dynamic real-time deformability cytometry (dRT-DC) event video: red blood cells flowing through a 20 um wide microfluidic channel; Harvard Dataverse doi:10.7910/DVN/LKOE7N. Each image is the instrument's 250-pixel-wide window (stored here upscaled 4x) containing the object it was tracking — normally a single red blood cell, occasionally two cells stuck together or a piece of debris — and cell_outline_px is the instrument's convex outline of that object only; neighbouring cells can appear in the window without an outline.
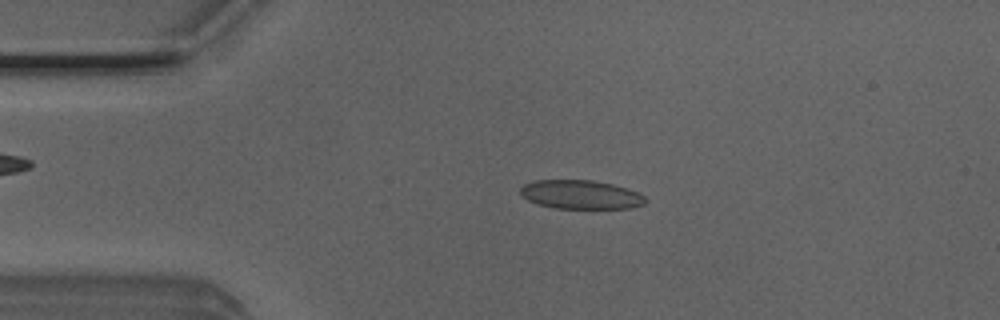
{"species": "Egyptian fruit bat (a non-hibernating species)", "species_latin": "Rousettus aegyptiacus", "temperature_condition": "room temperature", "stored_images_in_passage": 50, "camera_frame_rate_fps": 3000, "um_per_image_px": 0.085, "animal": {"sex": "male"}, "frame": {"image": 1, "passage_image": 10, "time_ms": 3.0, "image_size_px": [1000, 320], "cell_outline_px": [[648, 200], [644, 204], [632, 208], [556, 208], [536, 204], [528, 200], [520, 192], [520, 188], [524, 184], [532, 180], [592, 180], [612, 184], [628, 188], [640, 192]], "centroid_in_image_um": [49.39, 16.53], "position_along_channel_um": 35.6, "area_um2": 21.15}}
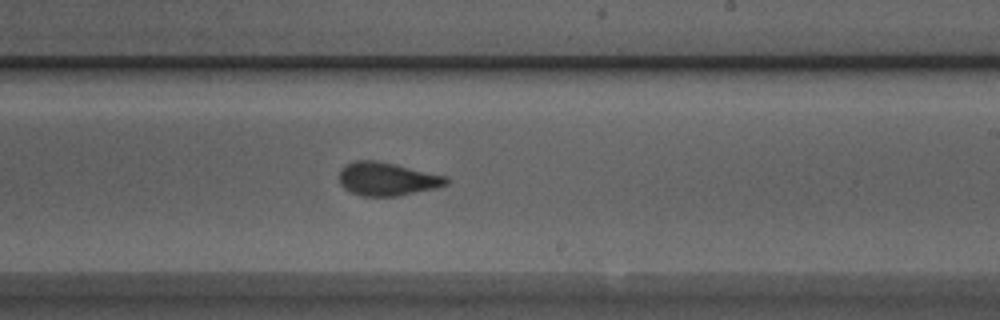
{"frame": {"image": 2, "passage_image": 29, "time_ms": 9.333, "image_size_px": [1000, 320], "cell_outline_px": [[448, 184], [436, 188], [400, 196], [360, 196], [344, 188], [340, 184], [340, 168], [356, 160], [376, 160], [396, 164], [448, 176]], "centroid_in_image_um": [32.93, 15.21], "position_along_channel_um": 256.1, "area_um2": 20.92}}
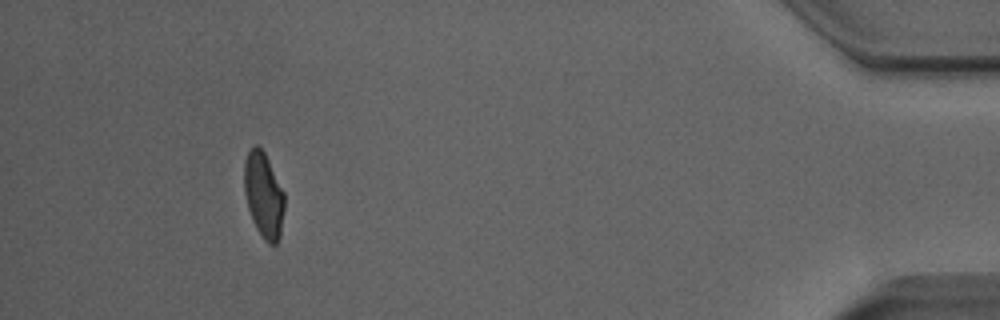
{"frame": {"image": 3, "passage_image": 46, "time_ms": 15.0, "image_size_px": [1000, 320], "cell_outline_px": [[284, 208], [280, 236], [276, 244], [268, 244], [264, 240], [256, 228], [252, 220], [248, 208], [244, 192], [244, 160], [252, 144], [256, 144], [264, 152], [284, 192]], "centroid_in_image_um": [22.39, 16.58], "position_along_channel_um": 412.8, "area_um2": 20.06}, "authors_computed_cell_mechanics": {"area_um2": 21.1837, "velocity_mm_per_s": 3.9881, "shape_relaxation_time_tau1_ms": 3.4904, "shape_relaxation_time_tau2_ms": 0.7886, "deformation_change_tau1": 0.1215, "deformation_change_tau2": 0.0478}}